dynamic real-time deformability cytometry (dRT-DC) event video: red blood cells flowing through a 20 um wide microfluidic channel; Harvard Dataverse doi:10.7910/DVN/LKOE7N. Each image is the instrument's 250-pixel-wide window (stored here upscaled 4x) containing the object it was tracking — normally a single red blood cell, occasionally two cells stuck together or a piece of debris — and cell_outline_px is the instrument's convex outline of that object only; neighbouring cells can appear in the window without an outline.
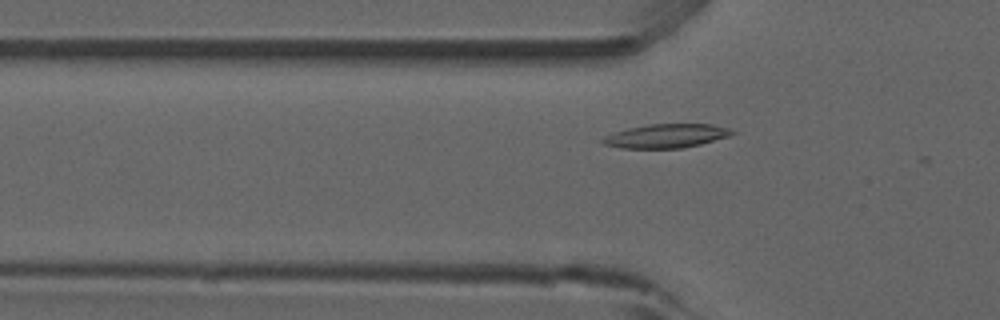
{"species": "common noctule bat (a hibernating species)", "species_latin": "Nyctalus noctula", "temperature_condition": "room temperature", "stored_images_in_passage": 6, "camera_frame_rate_fps": 3000, "um_per_image_px": 0.085, "animal": {"sex": "male", "forearm_length_mm": 52.5}, "frame": {"image": 1, "passage_image": 5, "time_ms": 1.333, "image_size_px": [1000, 320], "cell_outline_px": [[736, 132], [728, 136], [700, 144], [680, 148], [620, 148], [604, 144], [600, 140], [604, 136], [628, 128], [648, 124], [712, 124], [728, 128]], "centroid_in_image_um": [56.61, 11.55], "position_along_channel_um": 69.2, "area_um2": 17.8}}